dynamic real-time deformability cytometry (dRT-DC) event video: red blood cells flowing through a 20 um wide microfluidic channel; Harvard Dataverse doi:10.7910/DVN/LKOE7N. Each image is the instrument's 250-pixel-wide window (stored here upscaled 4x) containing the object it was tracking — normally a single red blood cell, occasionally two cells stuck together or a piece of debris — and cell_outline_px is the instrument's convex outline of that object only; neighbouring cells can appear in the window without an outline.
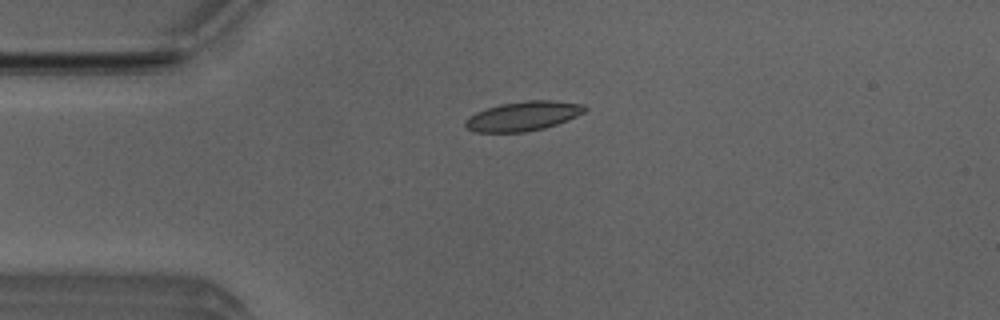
{"species": "Egyptian fruit bat (a non-hibernating species)", "species_latin": "Rousettus aegyptiacus", "temperature_condition": "room temperature", "stored_images_in_passage": 6, "camera_frame_rate_fps": 3000, "um_per_image_px": 0.085, "animal": {"sex": "male"}, "frame": {"image": 1, "passage_image": 4, "time_ms": 1.0, "image_size_px": [1000, 320], "cell_outline_px": [[588, 108], [584, 112], [568, 120], [544, 128], [524, 132], [476, 132], [468, 128], [464, 124], [464, 120], [468, 116], [476, 112], [500, 104], [528, 100], [552, 100], [584, 104]], "centroid_in_image_um": [44.47, 9.86], "position_along_channel_um": 40.5, "area_um2": 20.46}}